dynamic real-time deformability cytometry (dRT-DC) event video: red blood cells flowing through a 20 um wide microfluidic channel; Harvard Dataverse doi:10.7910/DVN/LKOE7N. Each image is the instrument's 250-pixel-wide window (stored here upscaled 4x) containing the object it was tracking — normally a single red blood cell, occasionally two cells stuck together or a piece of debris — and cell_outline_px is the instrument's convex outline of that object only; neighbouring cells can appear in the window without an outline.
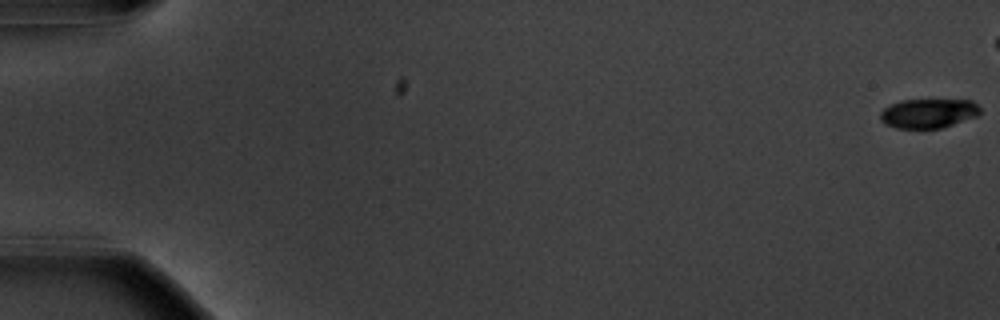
{"species": "common noctule bat (a hibernating species)", "species_latin": "Nyctalus noctula", "temperature_condition": "warm", "stored_images_in_passage": 48, "camera_frame_rate_fps": 3000, "um_per_image_px": 0.085, "animal": {"sex": "male", "body_mass_g": 20.1, "forearm_length_mm": 53.5}, "frame": {"image": 1, "passage_image": 1, "time_ms": 0.0, "image_size_px": [1000, 320], "cell_outline_px": [[980, 112], [976, 116], [940, 128], [896, 128], [884, 124], [880, 120], [880, 112], [884, 108], [900, 100], [972, 100], [980, 108]], "centroid_in_image_um": [78.87, 9.63], "position_along_channel_um": 6.1, "area_um2": 16.94}}
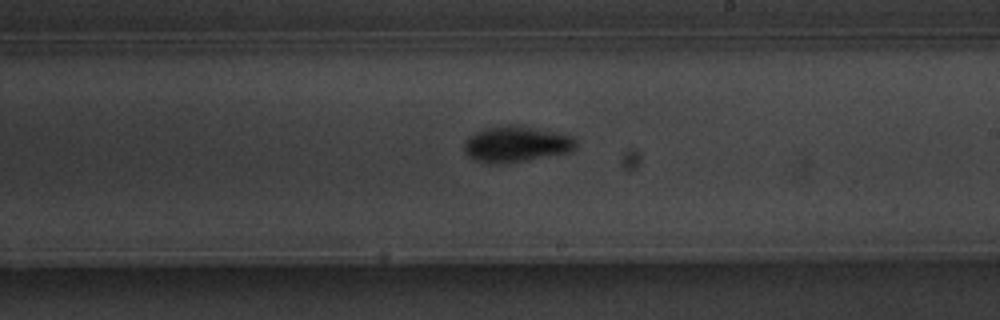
{"frame": {"image": 2, "passage_image": 35, "time_ms": 11.333, "image_size_px": [1000, 320], "cell_outline_px": [[576, 148], [572, 152], [528, 160], [504, 164], [492, 164], [476, 160], [468, 156], [464, 152], [464, 144], [476, 132], [484, 128], [508, 124], [524, 124], [572, 136], [576, 140]], "centroid_in_image_um": [43.92, 12.24], "position_along_channel_um": 245.1, "area_um2": 23.81}}
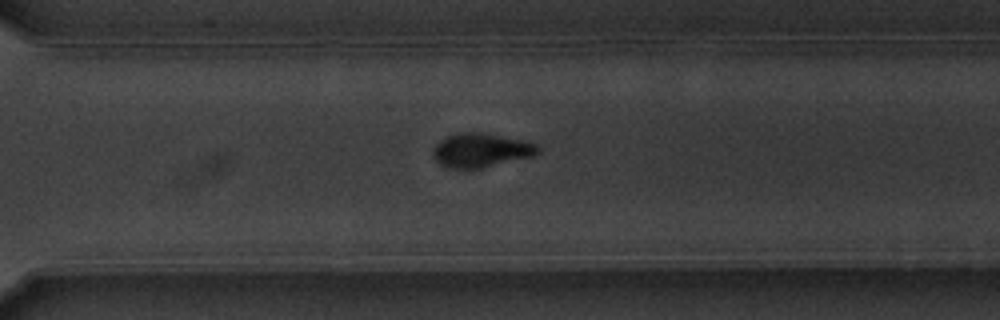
{"frame": {"image": 3, "passage_image": 42, "time_ms": 13.667, "image_size_px": [1000, 320], "cell_outline_px": [[540, 152], [532, 156], [480, 168], [448, 168], [440, 164], [432, 156], [432, 148], [440, 140], [448, 136], [460, 132], [480, 132], [520, 140], [536, 144], [540, 148]], "centroid_in_image_um": [40.83, 12.77], "position_along_channel_um": 329.8, "area_um2": 20.52}}